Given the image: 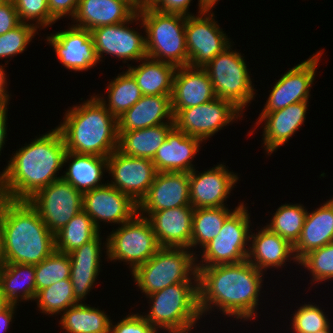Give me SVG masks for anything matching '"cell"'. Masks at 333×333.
Returning <instances> with one entry per match:
<instances>
[{"instance_id":"cell-8","label":"cell","mask_w":333,"mask_h":333,"mask_svg":"<svg viewBox=\"0 0 333 333\" xmlns=\"http://www.w3.org/2000/svg\"><path fill=\"white\" fill-rule=\"evenodd\" d=\"M230 44L203 69L213 84L217 98L232 102L242 112L254 100L256 90L243 55Z\"/></svg>"},{"instance_id":"cell-28","label":"cell","mask_w":333,"mask_h":333,"mask_svg":"<svg viewBox=\"0 0 333 333\" xmlns=\"http://www.w3.org/2000/svg\"><path fill=\"white\" fill-rule=\"evenodd\" d=\"M137 10L126 0H79L75 16L71 19L76 27L93 30L125 22L131 19Z\"/></svg>"},{"instance_id":"cell-26","label":"cell","mask_w":333,"mask_h":333,"mask_svg":"<svg viewBox=\"0 0 333 333\" xmlns=\"http://www.w3.org/2000/svg\"><path fill=\"white\" fill-rule=\"evenodd\" d=\"M250 242L247 260L261 272L281 268L289 260L298 264L293 246L266 226L256 234L251 231Z\"/></svg>"},{"instance_id":"cell-2","label":"cell","mask_w":333,"mask_h":333,"mask_svg":"<svg viewBox=\"0 0 333 333\" xmlns=\"http://www.w3.org/2000/svg\"><path fill=\"white\" fill-rule=\"evenodd\" d=\"M67 150L57 127L42 134L12 153L0 172V190L6 199L29 200L40 189L62 179L56 173L63 168Z\"/></svg>"},{"instance_id":"cell-44","label":"cell","mask_w":333,"mask_h":333,"mask_svg":"<svg viewBox=\"0 0 333 333\" xmlns=\"http://www.w3.org/2000/svg\"><path fill=\"white\" fill-rule=\"evenodd\" d=\"M20 22L32 23L37 29L51 27L57 20L50 14L47 0H13ZM30 21V22H28Z\"/></svg>"},{"instance_id":"cell-42","label":"cell","mask_w":333,"mask_h":333,"mask_svg":"<svg viewBox=\"0 0 333 333\" xmlns=\"http://www.w3.org/2000/svg\"><path fill=\"white\" fill-rule=\"evenodd\" d=\"M37 28L31 23H20L9 32L0 35V58H13L21 54L37 34Z\"/></svg>"},{"instance_id":"cell-43","label":"cell","mask_w":333,"mask_h":333,"mask_svg":"<svg viewBox=\"0 0 333 333\" xmlns=\"http://www.w3.org/2000/svg\"><path fill=\"white\" fill-rule=\"evenodd\" d=\"M292 315L291 323L294 333H314L330 325L328 316L316 304H304Z\"/></svg>"},{"instance_id":"cell-48","label":"cell","mask_w":333,"mask_h":333,"mask_svg":"<svg viewBox=\"0 0 333 333\" xmlns=\"http://www.w3.org/2000/svg\"><path fill=\"white\" fill-rule=\"evenodd\" d=\"M192 0H158L152 8L162 13L192 16L188 11Z\"/></svg>"},{"instance_id":"cell-22","label":"cell","mask_w":333,"mask_h":333,"mask_svg":"<svg viewBox=\"0 0 333 333\" xmlns=\"http://www.w3.org/2000/svg\"><path fill=\"white\" fill-rule=\"evenodd\" d=\"M309 101L291 104L283 109L260 114L256 126L264 122L263 143L271 155L284 145L301 128L306 120Z\"/></svg>"},{"instance_id":"cell-56","label":"cell","mask_w":333,"mask_h":333,"mask_svg":"<svg viewBox=\"0 0 333 333\" xmlns=\"http://www.w3.org/2000/svg\"><path fill=\"white\" fill-rule=\"evenodd\" d=\"M331 325H329L326 329L318 331V332H314V333H332L331 331Z\"/></svg>"},{"instance_id":"cell-14","label":"cell","mask_w":333,"mask_h":333,"mask_svg":"<svg viewBox=\"0 0 333 333\" xmlns=\"http://www.w3.org/2000/svg\"><path fill=\"white\" fill-rule=\"evenodd\" d=\"M135 21H142L138 12L125 22L91 30L99 62L105 54L117 57L118 60L124 59L122 60L124 63L129 60L138 62L147 57L145 35L129 27V23Z\"/></svg>"},{"instance_id":"cell-18","label":"cell","mask_w":333,"mask_h":333,"mask_svg":"<svg viewBox=\"0 0 333 333\" xmlns=\"http://www.w3.org/2000/svg\"><path fill=\"white\" fill-rule=\"evenodd\" d=\"M189 173L190 204L193 208L226 207L224 203L234 185L239 180L238 174L229 171L223 164L199 172ZM198 173V174H197Z\"/></svg>"},{"instance_id":"cell-25","label":"cell","mask_w":333,"mask_h":333,"mask_svg":"<svg viewBox=\"0 0 333 333\" xmlns=\"http://www.w3.org/2000/svg\"><path fill=\"white\" fill-rule=\"evenodd\" d=\"M100 234L101 232L93 240L68 253L71 261L69 279L72 283L74 297L79 303L87 299L86 295L93 289L100 274L101 248H103Z\"/></svg>"},{"instance_id":"cell-58","label":"cell","mask_w":333,"mask_h":333,"mask_svg":"<svg viewBox=\"0 0 333 333\" xmlns=\"http://www.w3.org/2000/svg\"><path fill=\"white\" fill-rule=\"evenodd\" d=\"M8 1H10V0H0V5L3 4V3H6Z\"/></svg>"},{"instance_id":"cell-49","label":"cell","mask_w":333,"mask_h":333,"mask_svg":"<svg viewBox=\"0 0 333 333\" xmlns=\"http://www.w3.org/2000/svg\"><path fill=\"white\" fill-rule=\"evenodd\" d=\"M8 103L0 105V153L3 150L7 136V114H8ZM1 155V154H0Z\"/></svg>"},{"instance_id":"cell-29","label":"cell","mask_w":333,"mask_h":333,"mask_svg":"<svg viewBox=\"0 0 333 333\" xmlns=\"http://www.w3.org/2000/svg\"><path fill=\"white\" fill-rule=\"evenodd\" d=\"M333 242V200L307 212L301 235L293 246L299 261L308 252Z\"/></svg>"},{"instance_id":"cell-38","label":"cell","mask_w":333,"mask_h":333,"mask_svg":"<svg viewBox=\"0 0 333 333\" xmlns=\"http://www.w3.org/2000/svg\"><path fill=\"white\" fill-rule=\"evenodd\" d=\"M307 211L302 204H283L273 213L266 227L294 246L301 235Z\"/></svg>"},{"instance_id":"cell-33","label":"cell","mask_w":333,"mask_h":333,"mask_svg":"<svg viewBox=\"0 0 333 333\" xmlns=\"http://www.w3.org/2000/svg\"><path fill=\"white\" fill-rule=\"evenodd\" d=\"M0 291L11 304L32 302L36 295L35 265L5 263L0 269Z\"/></svg>"},{"instance_id":"cell-39","label":"cell","mask_w":333,"mask_h":333,"mask_svg":"<svg viewBox=\"0 0 333 333\" xmlns=\"http://www.w3.org/2000/svg\"><path fill=\"white\" fill-rule=\"evenodd\" d=\"M34 301L40 313L47 315H61L69 307L79 302L74 297V291L70 279L54 282L49 287L38 291Z\"/></svg>"},{"instance_id":"cell-10","label":"cell","mask_w":333,"mask_h":333,"mask_svg":"<svg viewBox=\"0 0 333 333\" xmlns=\"http://www.w3.org/2000/svg\"><path fill=\"white\" fill-rule=\"evenodd\" d=\"M111 232L106 238V245L103 244L106 246L107 261H123L129 265L131 272L161 248L150 221L138 213Z\"/></svg>"},{"instance_id":"cell-3","label":"cell","mask_w":333,"mask_h":333,"mask_svg":"<svg viewBox=\"0 0 333 333\" xmlns=\"http://www.w3.org/2000/svg\"><path fill=\"white\" fill-rule=\"evenodd\" d=\"M0 231L5 263L37 265L56 250L55 234L28 200H3Z\"/></svg>"},{"instance_id":"cell-13","label":"cell","mask_w":333,"mask_h":333,"mask_svg":"<svg viewBox=\"0 0 333 333\" xmlns=\"http://www.w3.org/2000/svg\"><path fill=\"white\" fill-rule=\"evenodd\" d=\"M28 201L53 234L83 210V194L63 179L40 189Z\"/></svg>"},{"instance_id":"cell-54","label":"cell","mask_w":333,"mask_h":333,"mask_svg":"<svg viewBox=\"0 0 333 333\" xmlns=\"http://www.w3.org/2000/svg\"><path fill=\"white\" fill-rule=\"evenodd\" d=\"M5 265L3 252H2V241H1V231H0V269Z\"/></svg>"},{"instance_id":"cell-5","label":"cell","mask_w":333,"mask_h":333,"mask_svg":"<svg viewBox=\"0 0 333 333\" xmlns=\"http://www.w3.org/2000/svg\"><path fill=\"white\" fill-rule=\"evenodd\" d=\"M150 309L142 315L152 326L168 333H191L202 318L198 280L170 285L146 296Z\"/></svg>"},{"instance_id":"cell-27","label":"cell","mask_w":333,"mask_h":333,"mask_svg":"<svg viewBox=\"0 0 333 333\" xmlns=\"http://www.w3.org/2000/svg\"><path fill=\"white\" fill-rule=\"evenodd\" d=\"M171 96L142 95L130 109L117 118L118 132L144 129L174 122Z\"/></svg>"},{"instance_id":"cell-32","label":"cell","mask_w":333,"mask_h":333,"mask_svg":"<svg viewBox=\"0 0 333 333\" xmlns=\"http://www.w3.org/2000/svg\"><path fill=\"white\" fill-rule=\"evenodd\" d=\"M174 122L144 129L118 132V150L131 157L153 159L164 143Z\"/></svg>"},{"instance_id":"cell-21","label":"cell","mask_w":333,"mask_h":333,"mask_svg":"<svg viewBox=\"0 0 333 333\" xmlns=\"http://www.w3.org/2000/svg\"><path fill=\"white\" fill-rule=\"evenodd\" d=\"M193 211L194 208L189 205L138 214L150 221L161 247L189 249Z\"/></svg>"},{"instance_id":"cell-46","label":"cell","mask_w":333,"mask_h":333,"mask_svg":"<svg viewBox=\"0 0 333 333\" xmlns=\"http://www.w3.org/2000/svg\"><path fill=\"white\" fill-rule=\"evenodd\" d=\"M20 23L13 0L0 5V35L9 32Z\"/></svg>"},{"instance_id":"cell-35","label":"cell","mask_w":333,"mask_h":333,"mask_svg":"<svg viewBox=\"0 0 333 333\" xmlns=\"http://www.w3.org/2000/svg\"><path fill=\"white\" fill-rule=\"evenodd\" d=\"M107 101L104 96L95 95L106 109L116 118L130 109L141 97L142 93L132 74L126 69L108 83ZM108 102V104H107Z\"/></svg>"},{"instance_id":"cell-53","label":"cell","mask_w":333,"mask_h":333,"mask_svg":"<svg viewBox=\"0 0 333 333\" xmlns=\"http://www.w3.org/2000/svg\"><path fill=\"white\" fill-rule=\"evenodd\" d=\"M158 0H139V10L152 7Z\"/></svg>"},{"instance_id":"cell-45","label":"cell","mask_w":333,"mask_h":333,"mask_svg":"<svg viewBox=\"0 0 333 333\" xmlns=\"http://www.w3.org/2000/svg\"><path fill=\"white\" fill-rule=\"evenodd\" d=\"M159 329L152 326L141 314H128L113 325L110 323V333H158Z\"/></svg>"},{"instance_id":"cell-47","label":"cell","mask_w":333,"mask_h":333,"mask_svg":"<svg viewBox=\"0 0 333 333\" xmlns=\"http://www.w3.org/2000/svg\"><path fill=\"white\" fill-rule=\"evenodd\" d=\"M50 14L59 20L64 16L73 18L76 14L79 0H47Z\"/></svg>"},{"instance_id":"cell-15","label":"cell","mask_w":333,"mask_h":333,"mask_svg":"<svg viewBox=\"0 0 333 333\" xmlns=\"http://www.w3.org/2000/svg\"><path fill=\"white\" fill-rule=\"evenodd\" d=\"M112 180L107 181L136 204L146 196L157 170L151 159L131 157L116 149L108 157V170Z\"/></svg>"},{"instance_id":"cell-41","label":"cell","mask_w":333,"mask_h":333,"mask_svg":"<svg viewBox=\"0 0 333 333\" xmlns=\"http://www.w3.org/2000/svg\"><path fill=\"white\" fill-rule=\"evenodd\" d=\"M298 265L307 268L312 275L313 282H322L333 279V242L314 249L304 255Z\"/></svg>"},{"instance_id":"cell-34","label":"cell","mask_w":333,"mask_h":333,"mask_svg":"<svg viewBox=\"0 0 333 333\" xmlns=\"http://www.w3.org/2000/svg\"><path fill=\"white\" fill-rule=\"evenodd\" d=\"M99 308L80 302L66 309L59 324L67 333H110V316Z\"/></svg>"},{"instance_id":"cell-16","label":"cell","mask_w":333,"mask_h":333,"mask_svg":"<svg viewBox=\"0 0 333 333\" xmlns=\"http://www.w3.org/2000/svg\"><path fill=\"white\" fill-rule=\"evenodd\" d=\"M322 54L323 49L281 75L270 91L260 114L280 110L301 101H309L311 86L314 84L316 68Z\"/></svg>"},{"instance_id":"cell-20","label":"cell","mask_w":333,"mask_h":333,"mask_svg":"<svg viewBox=\"0 0 333 333\" xmlns=\"http://www.w3.org/2000/svg\"><path fill=\"white\" fill-rule=\"evenodd\" d=\"M189 205V173L157 172L146 196L138 204V212H155Z\"/></svg>"},{"instance_id":"cell-50","label":"cell","mask_w":333,"mask_h":333,"mask_svg":"<svg viewBox=\"0 0 333 333\" xmlns=\"http://www.w3.org/2000/svg\"><path fill=\"white\" fill-rule=\"evenodd\" d=\"M17 305L11 304L5 311L0 313V333H6L9 330L10 322L14 319Z\"/></svg>"},{"instance_id":"cell-37","label":"cell","mask_w":333,"mask_h":333,"mask_svg":"<svg viewBox=\"0 0 333 333\" xmlns=\"http://www.w3.org/2000/svg\"><path fill=\"white\" fill-rule=\"evenodd\" d=\"M100 230L84 211L77 213L63 228L55 233V249L61 253H70L84 243L93 240Z\"/></svg>"},{"instance_id":"cell-11","label":"cell","mask_w":333,"mask_h":333,"mask_svg":"<svg viewBox=\"0 0 333 333\" xmlns=\"http://www.w3.org/2000/svg\"><path fill=\"white\" fill-rule=\"evenodd\" d=\"M212 10L213 7H210L198 16H186L185 38L189 67L203 68L232 44L213 18L215 15L211 13Z\"/></svg>"},{"instance_id":"cell-4","label":"cell","mask_w":333,"mask_h":333,"mask_svg":"<svg viewBox=\"0 0 333 333\" xmlns=\"http://www.w3.org/2000/svg\"><path fill=\"white\" fill-rule=\"evenodd\" d=\"M57 126L67 151L109 157L118 149V122L94 95L65 112Z\"/></svg>"},{"instance_id":"cell-6","label":"cell","mask_w":333,"mask_h":333,"mask_svg":"<svg viewBox=\"0 0 333 333\" xmlns=\"http://www.w3.org/2000/svg\"><path fill=\"white\" fill-rule=\"evenodd\" d=\"M145 31L147 56L176 67L188 66L186 16L158 12L152 7L137 11Z\"/></svg>"},{"instance_id":"cell-17","label":"cell","mask_w":333,"mask_h":333,"mask_svg":"<svg viewBox=\"0 0 333 333\" xmlns=\"http://www.w3.org/2000/svg\"><path fill=\"white\" fill-rule=\"evenodd\" d=\"M83 210L100 229L101 221L119 226L130 221L138 213V204L105 182V185L83 194Z\"/></svg>"},{"instance_id":"cell-40","label":"cell","mask_w":333,"mask_h":333,"mask_svg":"<svg viewBox=\"0 0 333 333\" xmlns=\"http://www.w3.org/2000/svg\"><path fill=\"white\" fill-rule=\"evenodd\" d=\"M71 261L69 255L54 251L35 265L36 293L54 282L70 278Z\"/></svg>"},{"instance_id":"cell-12","label":"cell","mask_w":333,"mask_h":333,"mask_svg":"<svg viewBox=\"0 0 333 333\" xmlns=\"http://www.w3.org/2000/svg\"><path fill=\"white\" fill-rule=\"evenodd\" d=\"M243 112L232 102L215 98L212 101L185 108L174 116V126L202 142L241 117Z\"/></svg>"},{"instance_id":"cell-30","label":"cell","mask_w":333,"mask_h":333,"mask_svg":"<svg viewBox=\"0 0 333 333\" xmlns=\"http://www.w3.org/2000/svg\"><path fill=\"white\" fill-rule=\"evenodd\" d=\"M64 163L69 166L62 179L82 194L105 185L101 180L108 170V157L67 151Z\"/></svg>"},{"instance_id":"cell-31","label":"cell","mask_w":333,"mask_h":333,"mask_svg":"<svg viewBox=\"0 0 333 333\" xmlns=\"http://www.w3.org/2000/svg\"><path fill=\"white\" fill-rule=\"evenodd\" d=\"M140 62L142 63L136 66L127 64V70L136 80L142 95H172L173 79L177 67L148 56Z\"/></svg>"},{"instance_id":"cell-52","label":"cell","mask_w":333,"mask_h":333,"mask_svg":"<svg viewBox=\"0 0 333 333\" xmlns=\"http://www.w3.org/2000/svg\"><path fill=\"white\" fill-rule=\"evenodd\" d=\"M11 303L6 299V297L0 291V313L5 311Z\"/></svg>"},{"instance_id":"cell-19","label":"cell","mask_w":333,"mask_h":333,"mask_svg":"<svg viewBox=\"0 0 333 333\" xmlns=\"http://www.w3.org/2000/svg\"><path fill=\"white\" fill-rule=\"evenodd\" d=\"M59 63L73 71H88L99 63L91 31L71 25L46 37Z\"/></svg>"},{"instance_id":"cell-36","label":"cell","mask_w":333,"mask_h":333,"mask_svg":"<svg viewBox=\"0 0 333 333\" xmlns=\"http://www.w3.org/2000/svg\"><path fill=\"white\" fill-rule=\"evenodd\" d=\"M234 210L230 211L228 207L194 208L189 249L194 250L197 245L202 249L213 240L220 233L226 218Z\"/></svg>"},{"instance_id":"cell-51","label":"cell","mask_w":333,"mask_h":333,"mask_svg":"<svg viewBox=\"0 0 333 333\" xmlns=\"http://www.w3.org/2000/svg\"><path fill=\"white\" fill-rule=\"evenodd\" d=\"M6 65L8 64L5 63L4 66L0 64V105H3L10 101V95L8 94V90L6 89L8 83V79L5 74L6 71L4 70Z\"/></svg>"},{"instance_id":"cell-24","label":"cell","mask_w":333,"mask_h":333,"mask_svg":"<svg viewBox=\"0 0 333 333\" xmlns=\"http://www.w3.org/2000/svg\"><path fill=\"white\" fill-rule=\"evenodd\" d=\"M201 143L200 139L188 136L174 126L152 159L157 172L190 173L195 169L192 162Z\"/></svg>"},{"instance_id":"cell-7","label":"cell","mask_w":333,"mask_h":333,"mask_svg":"<svg viewBox=\"0 0 333 333\" xmlns=\"http://www.w3.org/2000/svg\"><path fill=\"white\" fill-rule=\"evenodd\" d=\"M186 248L161 247L133 272L134 282L145 296L170 285L198 280V254Z\"/></svg>"},{"instance_id":"cell-9","label":"cell","mask_w":333,"mask_h":333,"mask_svg":"<svg viewBox=\"0 0 333 333\" xmlns=\"http://www.w3.org/2000/svg\"><path fill=\"white\" fill-rule=\"evenodd\" d=\"M240 202L224 221L220 233L200 249L201 261L196 267L236 264L247 260L250 242V214ZM248 243V244H247ZM248 245V246H247ZM246 247V248H245ZM200 262V263H199Z\"/></svg>"},{"instance_id":"cell-23","label":"cell","mask_w":333,"mask_h":333,"mask_svg":"<svg viewBox=\"0 0 333 333\" xmlns=\"http://www.w3.org/2000/svg\"><path fill=\"white\" fill-rule=\"evenodd\" d=\"M215 98L213 84L203 68L177 67L171 96L174 116L182 109L205 104Z\"/></svg>"},{"instance_id":"cell-1","label":"cell","mask_w":333,"mask_h":333,"mask_svg":"<svg viewBox=\"0 0 333 333\" xmlns=\"http://www.w3.org/2000/svg\"><path fill=\"white\" fill-rule=\"evenodd\" d=\"M201 316L218 309L222 314L248 321L257 317L264 272L248 260L236 264L197 267ZM213 309V310H212Z\"/></svg>"},{"instance_id":"cell-57","label":"cell","mask_w":333,"mask_h":333,"mask_svg":"<svg viewBox=\"0 0 333 333\" xmlns=\"http://www.w3.org/2000/svg\"><path fill=\"white\" fill-rule=\"evenodd\" d=\"M4 199H5L4 194L0 190V207Z\"/></svg>"},{"instance_id":"cell-55","label":"cell","mask_w":333,"mask_h":333,"mask_svg":"<svg viewBox=\"0 0 333 333\" xmlns=\"http://www.w3.org/2000/svg\"><path fill=\"white\" fill-rule=\"evenodd\" d=\"M130 3L137 11H139V0H126Z\"/></svg>"}]
</instances>
